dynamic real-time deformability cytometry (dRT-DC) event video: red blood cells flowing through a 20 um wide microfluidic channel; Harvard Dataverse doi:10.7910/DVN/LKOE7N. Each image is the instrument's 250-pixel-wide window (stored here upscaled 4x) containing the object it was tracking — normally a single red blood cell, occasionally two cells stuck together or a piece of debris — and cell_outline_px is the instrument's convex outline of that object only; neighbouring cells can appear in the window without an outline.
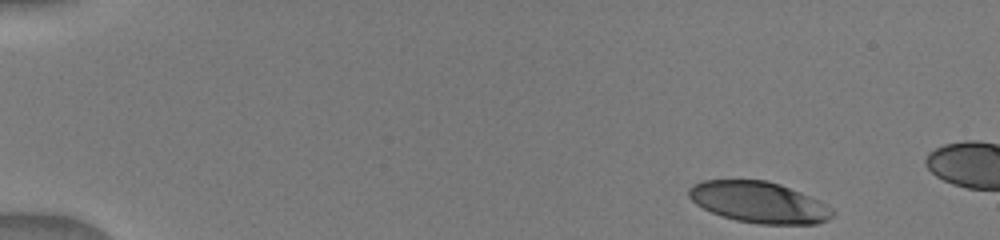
{"species": "human", "species_latin": "Homo sapiens", "temperature_condition": "warm", "stored_images_in_passage": 8, "camera_frame_rate_fps": 3000, "um_per_image_px": 0.085, "donor": {"sex": "male"}, "frame": {"image": 1, "passage_image": 1, "time_ms": 0.0, "image_size_px": [1000, 240], "cell_outline_px": [[836, 212], [828, 220], [816, 224], [760, 224], [736, 220], [712, 212], [696, 204], [688, 196], [688, 188], [692, 184], [704, 180], [768, 180], [780, 184], [800, 192], [832, 208]], "centroid_in_image_um": [64.5, 17.19], "position_along_channel_um": 20.5, "area_um2": 34.28}}